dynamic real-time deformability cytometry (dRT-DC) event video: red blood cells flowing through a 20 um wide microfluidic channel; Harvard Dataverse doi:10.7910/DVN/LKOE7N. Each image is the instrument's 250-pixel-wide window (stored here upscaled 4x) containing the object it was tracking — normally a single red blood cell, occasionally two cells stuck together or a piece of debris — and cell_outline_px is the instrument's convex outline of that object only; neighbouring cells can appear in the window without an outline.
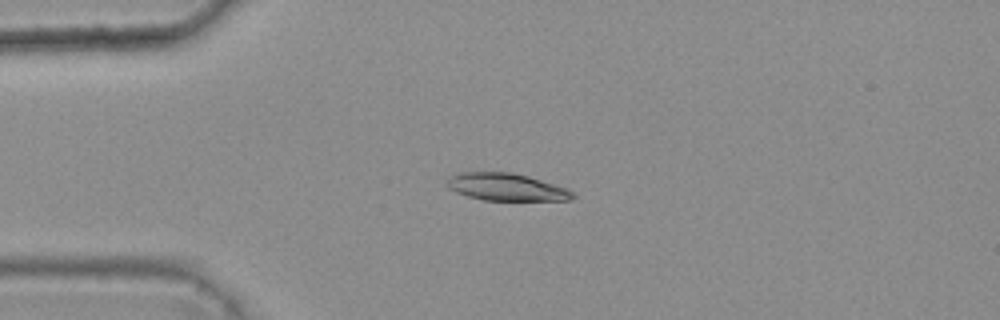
{"species": "common noctule bat (a hibernating species)", "species_latin": "Nyctalus noctula", "temperature_condition": "warm", "stored_images_in_passage": 6, "camera_frame_rate_fps": 3000, "um_per_image_px": 0.085, "animal": {"sex": "female", "body_mass_g": 25.1}, "frame": {"image": 1, "passage_image": 4, "time_ms": 1.0, "image_size_px": [1000, 320], "cell_outline_px": [[576, 196], [572, 200], [484, 200], [468, 196], [456, 192], [448, 188], [448, 176], [456, 172], [512, 172], [528, 176], [568, 188]], "centroid_in_image_um": [43.04, 15.89], "position_along_channel_um": 42.0, "area_um2": 20.11}}
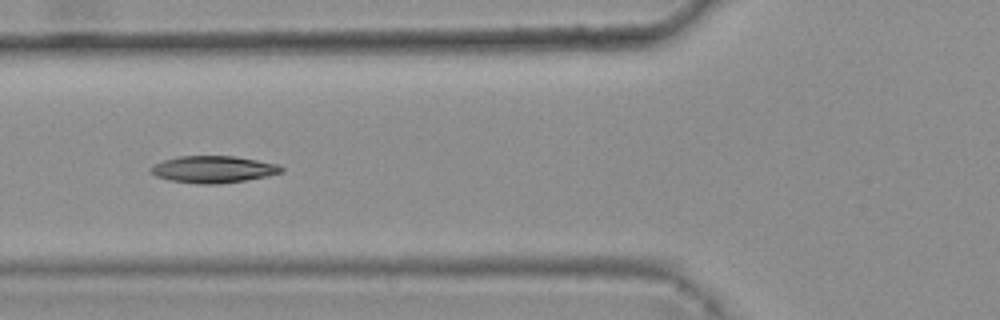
{"frame": {"image": 2, "passage_image": 6, "time_ms": 1.667, "image_size_px": [1000, 320], "cell_outline_px": [[284, 172], [268, 176], [244, 180], [216, 184], [196, 184], [172, 180], [156, 176], [148, 168], [152, 164], [176, 156], [236, 156], [280, 164], [284, 168]], "centroid_in_image_um": [18.15, 14.38], "position_along_channel_um": 107.6, "area_um2": 20.63}}